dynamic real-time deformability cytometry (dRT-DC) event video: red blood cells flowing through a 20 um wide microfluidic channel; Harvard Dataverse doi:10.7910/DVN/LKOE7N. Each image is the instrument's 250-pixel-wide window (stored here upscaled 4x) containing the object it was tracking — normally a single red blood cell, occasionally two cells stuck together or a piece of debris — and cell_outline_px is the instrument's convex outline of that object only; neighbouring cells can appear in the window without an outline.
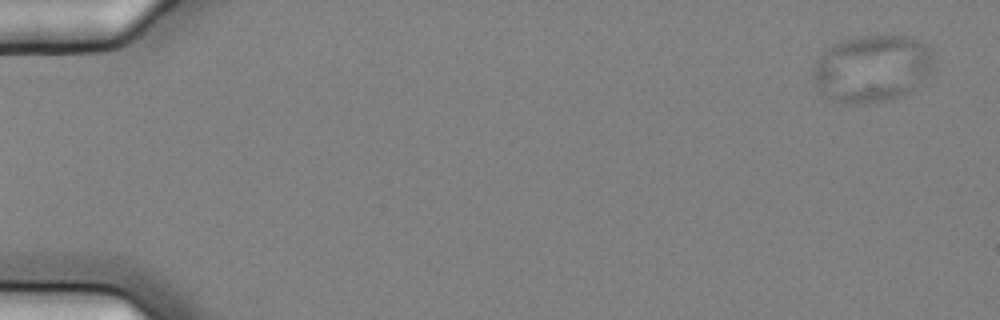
{"species": "common noctule bat (a hibernating species)", "species_latin": "Nyctalus noctula", "temperature_condition": "cold", "stored_images_in_passage": 15, "camera_frame_rate_fps": 3000, "um_per_image_px": 0.085, "animal": {"sex": "female", "body_mass_g": 25.1}, "frame": {"image": 1, "passage_image": 1, "time_ms": 0.0, "image_size_px": [1000, 320], "cell_outline_px": [[932, 60], [928, 68], [912, 88], [908, 92], [900, 96], [888, 100], [864, 104], [840, 100], [828, 96], [816, 84], [812, 76], [812, 64], [820, 52], [832, 44], [840, 40], [856, 36], [876, 32], [912, 36], [920, 40], [932, 52]], "centroid_in_image_um": [74.05, 5.71], "position_along_channel_um": 11.0, "area_um2": 47.11}}
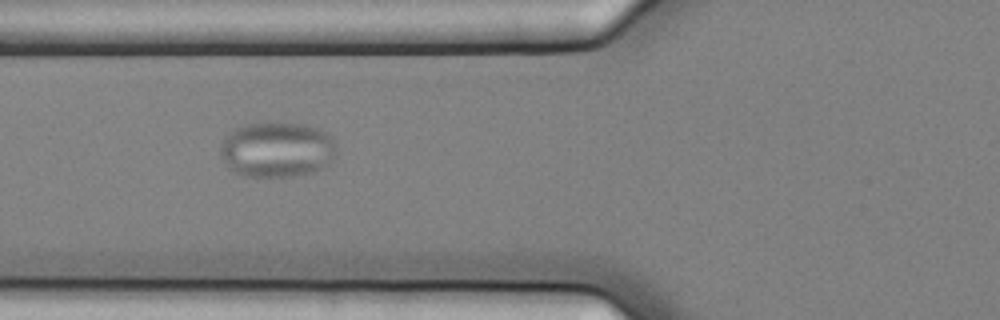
{"frame": {"image": 2, "passage_image": 6, "time_ms": 1.667, "image_size_px": [1000, 320], "cell_outline_px": [[336, 156], [324, 168], [312, 172], [292, 176], [244, 176], [232, 172], [228, 168], [220, 156], [220, 144], [228, 132], [244, 124], [268, 120], [304, 124], [316, 128], [332, 136], [336, 148]], "centroid_in_image_um": [23.51, 12.68], "position_along_channel_um": 102.3, "area_um2": 38.38}}
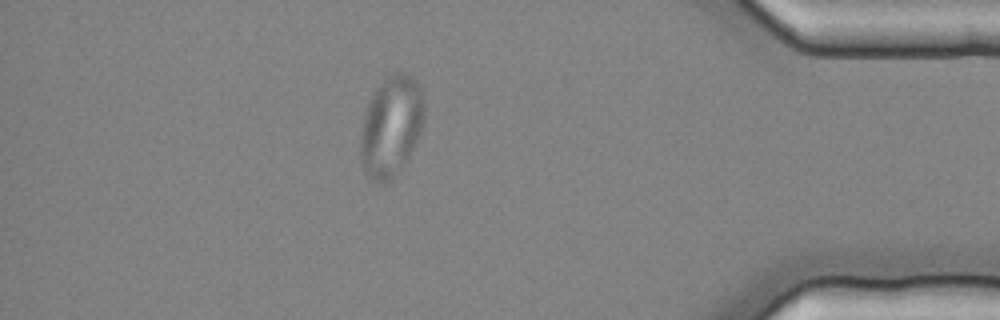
{"frame": {"image": 3, "passage_image": 14, "time_ms": 4.333, "image_size_px": [1000, 320], "cell_outline_px": [[424, 124], [408, 156], [392, 180], [384, 184], [372, 180], [364, 172], [360, 156], [360, 140], [364, 116], [372, 92], [384, 76], [392, 72], [404, 72], [416, 80], [420, 88], [424, 104]], "centroid_in_image_um": [33.23, 10.7], "position_along_channel_um": 402.0, "area_um2": 37.51}}